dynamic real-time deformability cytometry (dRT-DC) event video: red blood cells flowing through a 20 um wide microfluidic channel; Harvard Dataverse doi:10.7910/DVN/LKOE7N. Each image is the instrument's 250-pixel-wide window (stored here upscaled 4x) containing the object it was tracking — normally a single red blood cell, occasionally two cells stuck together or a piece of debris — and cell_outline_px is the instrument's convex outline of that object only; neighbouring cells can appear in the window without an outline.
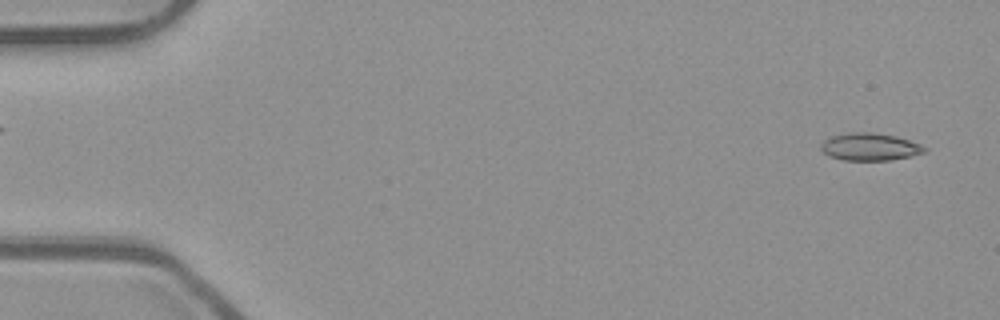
{"species": "common noctule bat (a hibernating species)", "species_latin": "Nyctalus noctula", "temperature_condition": "room temperature", "stored_images_in_passage": 53, "camera_frame_rate_fps": 3000, "um_per_image_px": 0.085, "animal": {"sex": "male", "body_mass_g": 23.1, "forearm_length_mm": 52.7}, "frame": {"image": 1, "passage_image": 2, "time_ms": 0.333, "image_size_px": [1000, 320], "cell_outline_px": [[928, 152], [912, 156], [888, 160], [844, 160], [832, 156], [824, 152], [820, 148], [820, 144], [824, 140], [832, 136], [848, 132], [872, 132], [896, 136], [920, 144], [928, 148]], "centroid_in_image_um": [73.98, 12.47], "position_along_channel_um": 11.0, "area_um2": 16.59}}
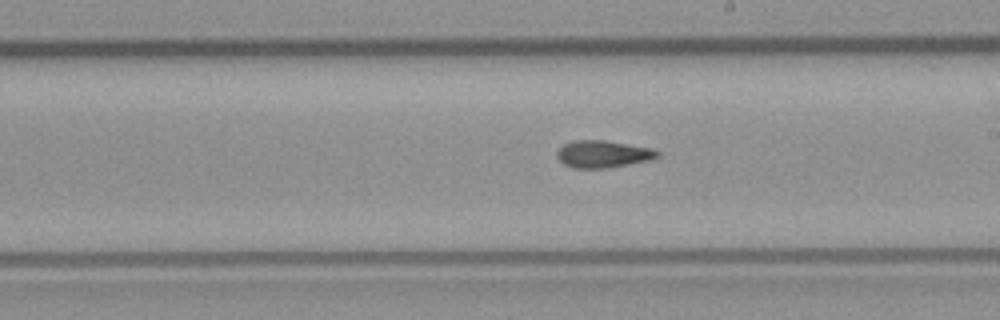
{"frame": {"image": 2, "passage_image": 30, "time_ms": 9.667, "image_size_px": [1000, 320], "cell_outline_px": [[660, 156], [652, 160], [608, 168], [572, 168], [564, 164], [556, 156], [556, 152], [564, 144], [572, 140], [604, 140], [652, 148], [660, 152]], "centroid_in_image_um": [51.27, 13.1], "position_along_channel_um": 237.7, "area_um2": 16.07}}
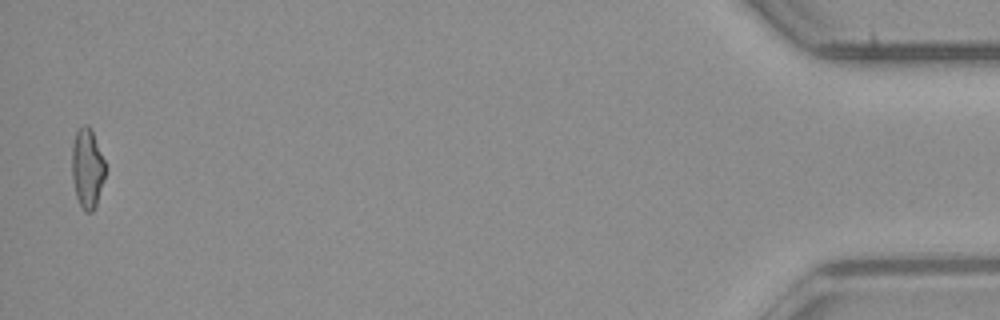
{"frame": {"image": 3, "passage_image": 52, "time_ms": 17.0, "image_size_px": [1000, 320], "cell_outline_px": [[108, 168], [96, 204], [92, 212], [84, 212], [76, 196], [72, 180], [72, 144], [76, 132], [84, 124], [88, 124], [92, 128]], "centroid_in_image_um": [7.44, 14.27], "position_along_channel_um": 427.8, "area_um2": 15.9}, "authors_computed_cell_mechanics": {"area_um2": 15.9528, "velocity_mm_per_s": 3.8888, "shape_relaxation_time_tau1_ms": null, "shape_relaxation_time_tau2_ms": 3.4936, "deformation_change_tau1": null, "deformation_change_tau2": 0.1055}}